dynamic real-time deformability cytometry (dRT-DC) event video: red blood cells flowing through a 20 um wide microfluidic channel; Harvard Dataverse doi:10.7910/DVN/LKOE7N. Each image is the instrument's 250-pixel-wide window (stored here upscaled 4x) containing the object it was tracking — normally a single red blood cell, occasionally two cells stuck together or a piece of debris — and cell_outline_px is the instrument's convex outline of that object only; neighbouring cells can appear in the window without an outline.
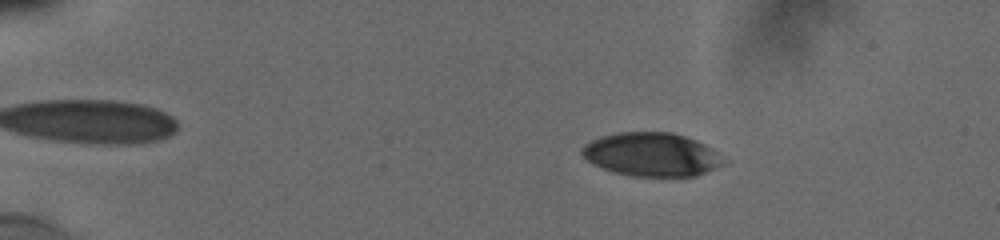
{"species": "human", "species_latin": "Homo sapiens", "temperature_condition": "cold", "stored_images_in_passage": 56, "camera_frame_rate_fps": 3000, "um_per_image_px": 0.085, "donor": {"sex": "male"}, "frame": {"image": 1, "passage_image": 11, "time_ms": 3.333, "image_size_px": [1000, 240], "cell_outline_px": [[728, 160], [724, 164], [696, 176], [632, 176], [612, 172], [592, 164], [580, 152], [580, 148], [584, 144], [600, 136], [616, 132], [672, 132], [696, 140], [712, 148]], "centroid_in_image_um": [55.38, 13.13], "position_along_channel_um": 29.6, "area_um2": 36.24}}
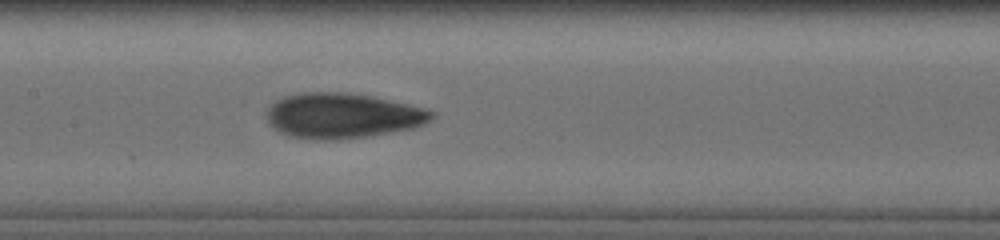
{"frame": {"image": 2, "passage_image": 30, "time_ms": 9.667, "image_size_px": [1000, 240], "cell_outline_px": [[436, 112], [432, 120], [424, 124], [412, 128], [368, 136], [336, 140], [332, 140], [288, 136], [272, 128], [268, 124], [268, 108], [276, 100], [284, 96], [300, 92], [348, 92], [372, 96], [408, 104], [424, 108]], "centroid_in_image_um": [29.11, 9.82], "position_along_channel_um": 178.3, "area_um2": 43.47}}
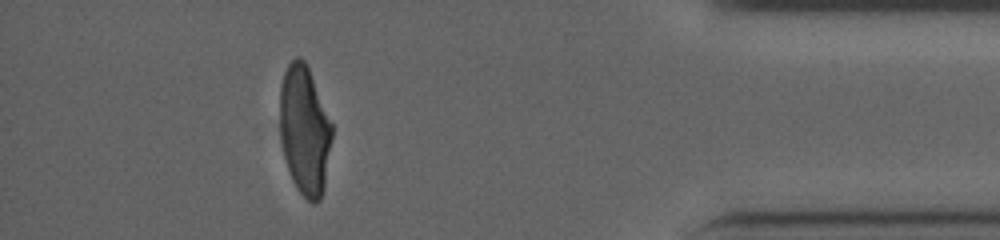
{"frame": {"image": 3, "passage_image": 51, "time_ms": 16.667, "image_size_px": [1000, 240], "cell_outline_px": [[332, 136], [324, 188], [320, 200], [316, 204], [312, 204], [296, 188], [292, 180], [284, 156], [280, 140], [280, 88], [284, 72], [288, 64], [296, 56], [300, 56], [304, 60], [308, 68], [332, 124]], "centroid_in_image_um": [25.88, 11.09], "position_along_channel_um": 409.3, "area_um2": 39.13}, "authors_computed_cell_mechanics": {"area_um2": 40.1999, "velocity_mm_per_s": 3.8534, "shape_relaxation_time_tau1_ms": 5.4519, "shape_relaxation_time_tau2_ms": 1.6355, "deformation_change_tau1": 0.2178, "deformation_change_tau2": 0.0764}}